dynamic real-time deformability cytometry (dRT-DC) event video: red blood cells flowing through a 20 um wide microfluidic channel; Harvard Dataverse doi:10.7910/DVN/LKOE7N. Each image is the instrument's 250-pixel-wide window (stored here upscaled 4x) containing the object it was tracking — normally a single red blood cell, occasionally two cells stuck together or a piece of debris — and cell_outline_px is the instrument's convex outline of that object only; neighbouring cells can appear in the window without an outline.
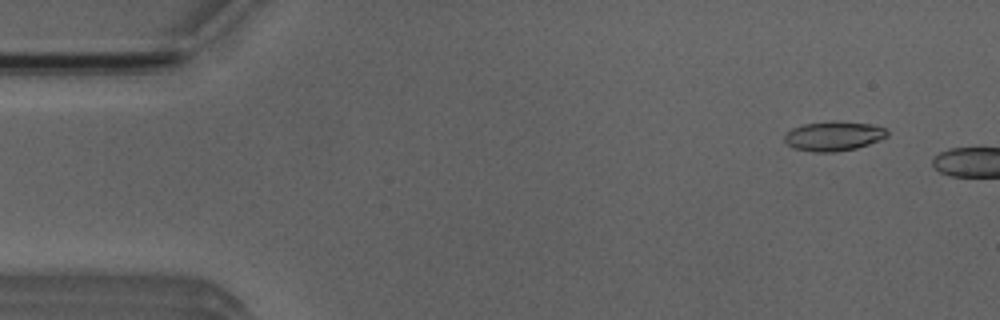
{"species": "Egyptian fruit bat (a non-hibernating species)", "species_latin": "Rousettus aegyptiacus", "temperature_condition": "room temperature", "stored_images_in_passage": 6, "camera_frame_rate_fps": 3000, "um_per_image_px": 0.085, "animal": {"sex": "male"}, "frame": {"image": 1, "passage_image": 4, "time_ms": 1.0, "image_size_px": [1000, 320], "cell_outline_px": [[888, 136], [880, 140], [856, 148], [836, 152], [816, 152], [796, 148], [788, 144], [784, 140], [784, 132], [800, 124], [832, 120], [836, 120], [872, 124], [888, 128]], "centroid_in_image_um": [70.87, 11.53], "position_along_channel_um": 14.1, "area_um2": 18.03}}